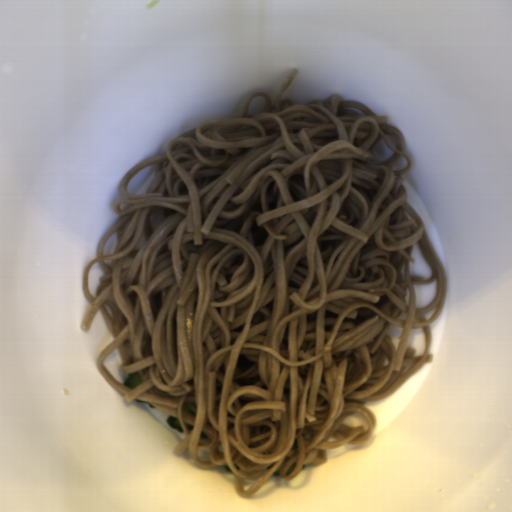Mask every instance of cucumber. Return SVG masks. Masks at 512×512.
<instances>
[{"mask_svg":"<svg viewBox=\"0 0 512 512\" xmlns=\"http://www.w3.org/2000/svg\"><path fill=\"white\" fill-rule=\"evenodd\" d=\"M166 423L168 424L169 427L171 428H174L176 430H178L179 432L181 433H185L181 424H180V421L178 419V417H174V416H169L166 418Z\"/></svg>","mask_w":512,"mask_h":512,"instance_id":"cucumber-2","label":"cucumber"},{"mask_svg":"<svg viewBox=\"0 0 512 512\" xmlns=\"http://www.w3.org/2000/svg\"><path fill=\"white\" fill-rule=\"evenodd\" d=\"M135 402H138V403H141V404H147L148 408H157L155 406H153L152 404H150L148 401H142V400H136L135 399Z\"/></svg>","mask_w":512,"mask_h":512,"instance_id":"cucumber-4","label":"cucumber"},{"mask_svg":"<svg viewBox=\"0 0 512 512\" xmlns=\"http://www.w3.org/2000/svg\"><path fill=\"white\" fill-rule=\"evenodd\" d=\"M295 466H296V463L294 461V463L287 469L285 475H288L291 471H293Z\"/></svg>","mask_w":512,"mask_h":512,"instance_id":"cucumber-5","label":"cucumber"},{"mask_svg":"<svg viewBox=\"0 0 512 512\" xmlns=\"http://www.w3.org/2000/svg\"><path fill=\"white\" fill-rule=\"evenodd\" d=\"M272 476L280 477V469L277 470Z\"/></svg>","mask_w":512,"mask_h":512,"instance_id":"cucumber-6","label":"cucumber"},{"mask_svg":"<svg viewBox=\"0 0 512 512\" xmlns=\"http://www.w3.org/2000/svg\"><path fill=\"white\" fill-rule=\"evenodd\" d=\"M182 411H185V412L189 413L190 415L195 416V413L185 404V402L183 404Z\"/></svg>","mask_w":512,"mask_h":512,"instance_id":"cucumber-3","label":"cucumber"},{"mask_svg":"<svg viewBox=\"0 0 512 512\" xmlns=\"http://www.w3.org/2000/svg\"><path fill=\"white\" fill-rule=\"evenodd\" d=\"M142 383L143 382H142V379H141L138 371H135L126 376V378L124 379L123 385L134 390Z\"/></svg>","mask_w":512,"mask_h":512,"instance_id":"cucumber-1","label":"cucumber"}]
</instances>
